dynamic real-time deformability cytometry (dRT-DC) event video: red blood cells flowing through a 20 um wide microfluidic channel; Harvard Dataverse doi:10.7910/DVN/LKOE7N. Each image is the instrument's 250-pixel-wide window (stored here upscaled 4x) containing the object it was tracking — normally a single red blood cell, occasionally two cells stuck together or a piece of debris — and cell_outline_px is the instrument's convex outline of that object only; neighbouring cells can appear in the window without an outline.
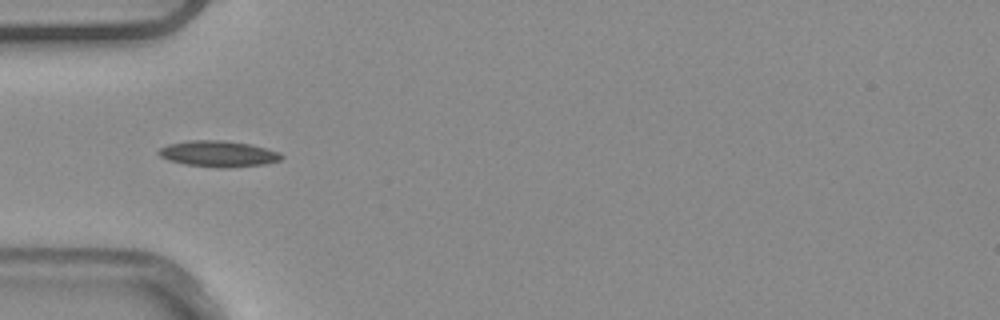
{"species": "common noctule bat (a hibernating species)", "species_latin": "Nyctalus noctula", "temperature_condition": "warm", "stored_images_in_passage": 6, "camera_frame_rate_fps": 3000, "um_per_image_px": 0.085, "animal": {"sex": "male", "body_mass_g": 20.4}, "frame": {"image": 1, "passage_image": 4, "time_ms": 1.0, "image_size_px": [1000, 320], "cell_outline_px": [[284, 156], [280, 160], [264, 164], [228, 168], [220, 168], [184, 164], [168, 160], [160, 156], [156, 152], [160, 148], [168, 144], [188, 140], [224, 140], [248, 144], [280, 152]], "centroid_in_image_um": [18.53, 13.07], "position_along_channel_um": 66.5, "area_um2": 18.67}}
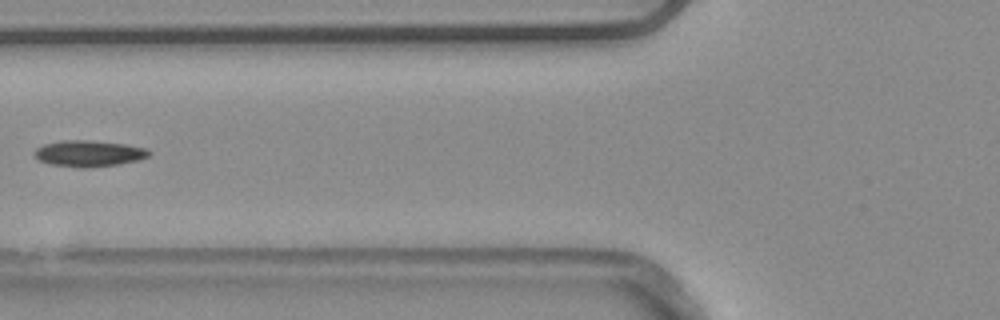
{"frame": {"image": 2, "passage_image": 5, "time_ms": 1.333, "image_size_px": [1000, 320], "cell_outline_px": [[152, 152], [148, 156], [140, 160], [116, 164], [88, 168], [76, 168], [52, 164], [40, 160], [36, 156], [36, 148], [44, 144], [60, 140], [84, 140], [124, 144], [144, 148]], "centroid_in_image_um": [7.56, 13.05], "position_along_channel_um": 118.2, "area_um2": 17.28}}